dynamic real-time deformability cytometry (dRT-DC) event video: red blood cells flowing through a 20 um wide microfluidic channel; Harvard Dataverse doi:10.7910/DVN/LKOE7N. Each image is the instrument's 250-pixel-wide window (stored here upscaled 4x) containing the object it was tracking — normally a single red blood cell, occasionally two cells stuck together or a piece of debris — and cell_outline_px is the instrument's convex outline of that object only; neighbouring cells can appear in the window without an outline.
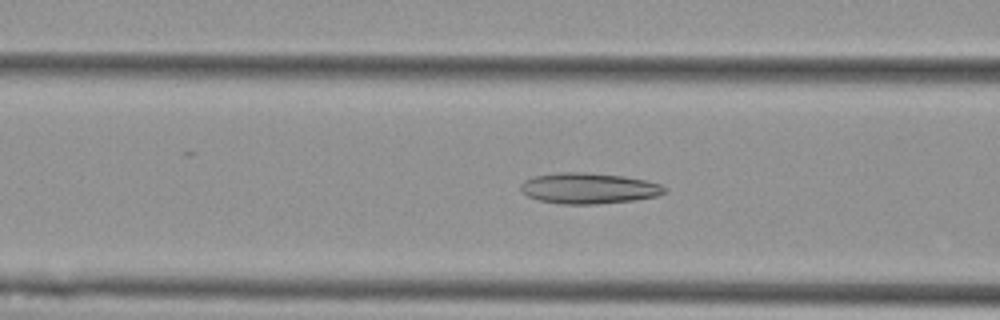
{"species": "Egyptian fruit bat (a non-hibernating species)", "species_latin": "Rousettus aegyptiacus", "temperature_condition": "cold", "stored_images_in_passage": 42, "camera_frame_rate_fps": 3000, "um_per_image_px": 0.085, "animal": {"sex": "female"}, "frame": {"image": 1, "passage_image": 8, "time_ms": 2.333, "image_size_px": [1000, 320], "cell_outline_px": [[668, 192], [656, 196], [636, 200], [596, 204], [564, 204], [540, 200], [528, 196], [520, 192], [520, 184], [524, 180], [532, 176], [556, 172], [584, 172], [624, 176], [644, 180], [660, 184], [668, 188]], "centroid_in_image_um": [50.03, 16.0], "position_along_channel_um": 116.6, "area_um2": 26.07}}
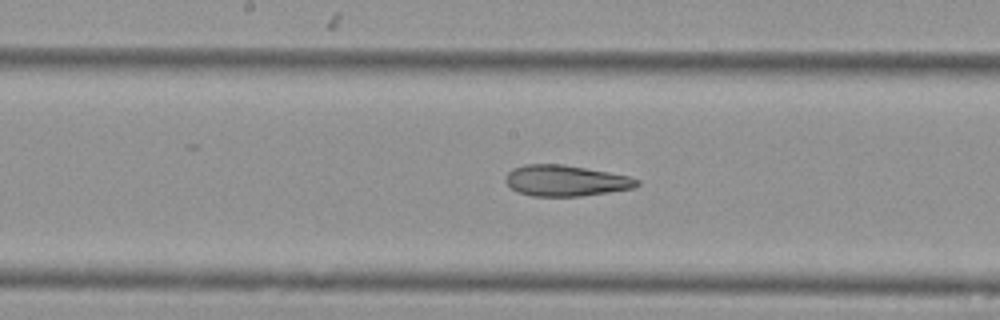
{"frame": {"image": 2, "passage_image": 15, "time_ms": 4.667, "image_size_px": [1000, 320], "cell_outline_px": [[640, 184], [632, 188], [608, 192], [580, 196], [532, 196], [516, 192], [504, 180], [508, 172], [512, 168], [524, 164], [564, 164], [608, 172], [628, 176], [640, 180]], "centroid_in_image_um": [48.05, 15.35], "position_along_channel_um": 200.2, "area_um2": 23.7}}
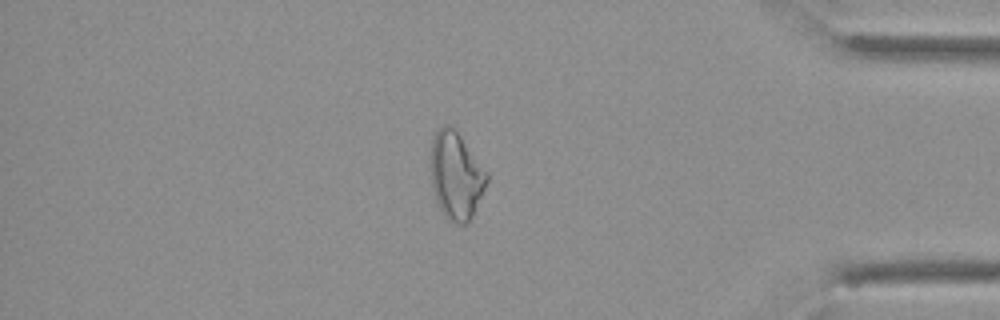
{"frame": {"image": 3, "passage_image": 34, "time_ms": 11.0, "image_size_px": [1000, 320], "cell_outline_px": [[488, 180], [472, 216], [468, 224], [456, 224], [448, 220], [444, 216], [436, 200], [432, 188], [432, 136], [444, 124], [452, 124], [456, 128], [488, 172]], "centroid_in_image_um": [38.78, 14.9], "position_along_channel_um": 396.4, "area_um2": 28.67}, "authors_computed_cell_mechanics": {"area_um2": 25.2008, "velocity_mm_per_s": 3.5894, "shape_relaxation_time_tau1_ms": null, "shape_relaxation_time_tau2_ms": 4.4355, "deformation_change_tau1": null, "deformation_change_tau2": 0.1408}}